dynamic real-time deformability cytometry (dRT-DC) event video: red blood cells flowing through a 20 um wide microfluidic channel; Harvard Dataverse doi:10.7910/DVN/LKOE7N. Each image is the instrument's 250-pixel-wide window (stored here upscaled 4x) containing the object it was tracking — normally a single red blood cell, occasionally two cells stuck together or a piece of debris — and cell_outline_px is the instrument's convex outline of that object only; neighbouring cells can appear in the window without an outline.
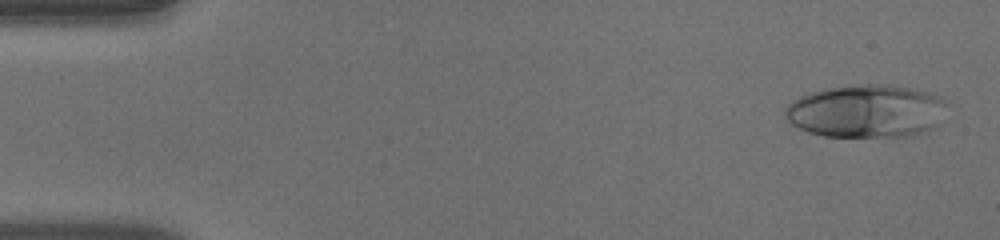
{"species": "human", "species_latin": "Homo sapiens", "temperature_condition": "warm", "stored_images_in_passage": 50, "camera_frame_rate_fps": 3000, "um_per_image_px": 0.085, "donor": {"sex": "male"}, "frame": {"image": 1, "passage_image": 2, "time_ms": 0.333, "image_size_px": [1000, 240], "cell_outline_px": [[944, 104], [940, 124], [932, 128], [908, 136], [824, 136], [808, 132], [792, 124], [784, 116], [784, 108], [792, 100], [808, 92], [824, 88], [864, 84], [888, 84], [908, 88], [924, 92], [936, 96], [944, 100]], "centroid_in_image_um": [73.56, 9.44], "position_along_channel_um": 11.4, "area_um2": 49.65}}
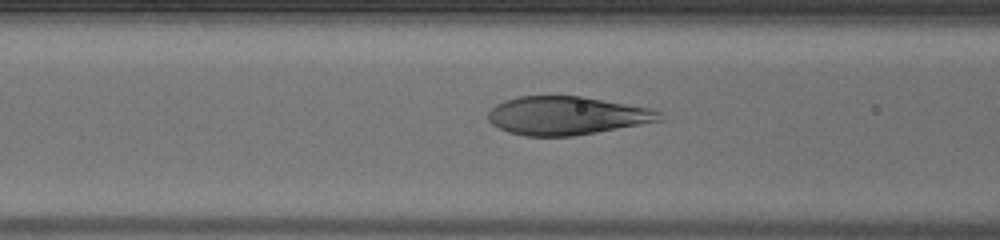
{"frame": {"image": 2, "passage_image": 20, "time_ms": 6.333, "image_size_px": [1000, 240], "cell_outline_px": [[664, 120], [596, 132], [572, 136], [524, 136], [508, 132], [492, 124], [488, 120], [488, 112], [496, 104], [504, 100], [520, 96], [584, 96], [652, 108], [660, 112]], "centroid_in_image_um": [48.18, 9.82], "position_along_channel_um": 118.4, "area_um2": 38.44}}
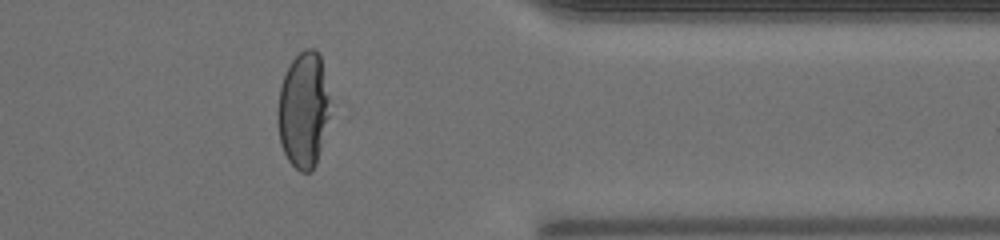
{"frame": {"image": 3, "passage_image": 41, "time_ms": 13.333, "image_size_px": [1000, 240], "cell_outline_px": [[328, 116], [316, 164], [312, 172], [300, 172], [288, 160], [280, 144], [276, 120], [276, 112], [280, 84], [292, 60], [304, 48], [316, 48], [320, 56], [328, 96]], "centroid_in_image_um": [25.74, 9.35], "position_along_channel_um": 385.7, "area_um2": 35.08}, "authors_computed_cell_mechanics": {"area_um2": 40.7201, "velocity_mm_per_s": 3.9971, "shape_relaxation_time_tau1_ms": 5.2236, "shape_relaxation_time_tau2_ms": null, "deformation_change_tau1": 0.2768, "deformation_change_tau2": null}}